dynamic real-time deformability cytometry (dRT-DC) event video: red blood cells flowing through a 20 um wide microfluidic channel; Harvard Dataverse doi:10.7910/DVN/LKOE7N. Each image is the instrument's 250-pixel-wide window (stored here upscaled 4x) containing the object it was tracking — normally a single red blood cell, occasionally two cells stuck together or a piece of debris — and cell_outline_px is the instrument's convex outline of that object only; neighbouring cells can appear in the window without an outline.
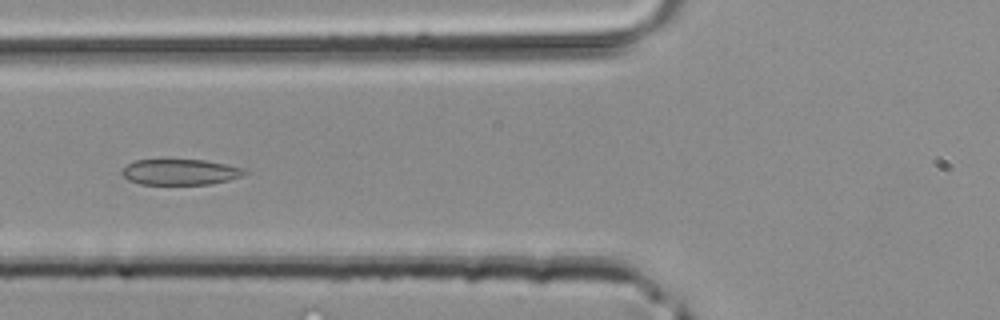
{"species": "common noctule bat (a hibernating species)", "species_latin": "Nyctalus noctula", "temperature_condition": "room temperature", "stored_images_in_passage": 43, "segment_of_instrument_passage": [2, 2], "camera_frame_rate_fps": 3000, "um_per_image_px": 0.085, "animal": {"sex": "male", "body_mass_g": 20.4}, "frame": {"image": 1, "passage_image": 17, "time_ms": 5.333, "image_size_px": [1000, 320], "cell_outline_px": [[248, 172], [244, 176], [212, 184], [140, 184], [128, 180], [120, 172], [128, 164], [136, 160], [204, 160], [244, 168]], "centroid_in_image_um": [15.34, 14.63], "position_along_channel_um": 110.5, "area_um2": 18.32}}
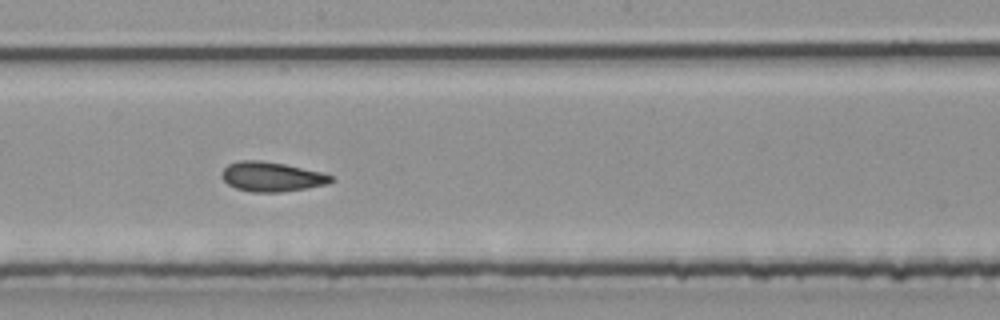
{"frame": {"image": 2, "passage_image": 24, "time_ms": 7.667, "image_size_px": [1000, 320], "cell_outline_px": [[332, 180], [328, 184], [280, 192], [252, 192], [236, 188], [228, 184], [220, 176], [220, 172], [228, 164], [240, 160], [260, 160], [284, 164], [320, 172], [332, 176]], "centroid_in_image_um": [23.03, 15.01], "position_along_channel_um": 225.2, "area_um2": 18.67}}
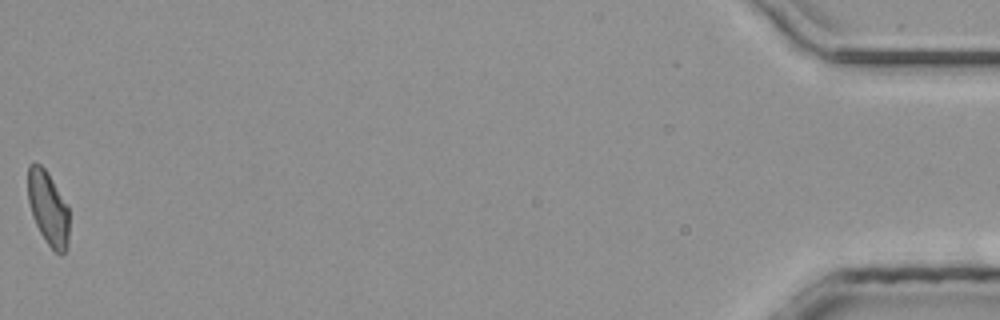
{"frame": {"image": 3, "passage_image": 43, "time_ms": 14.0, "image_size_px": [1000, 320], "cell_outline_px": [[68, 244], [64, 252], [60, 256], [44, 240], [32, 216], [28, 200], [28, 164], [40, 164], [44, 168], [68, 204]], "centroid_in_image_um": [4.09, 17.71], "position_along_channel_um": 431.1, "area_um2": 17.69}}